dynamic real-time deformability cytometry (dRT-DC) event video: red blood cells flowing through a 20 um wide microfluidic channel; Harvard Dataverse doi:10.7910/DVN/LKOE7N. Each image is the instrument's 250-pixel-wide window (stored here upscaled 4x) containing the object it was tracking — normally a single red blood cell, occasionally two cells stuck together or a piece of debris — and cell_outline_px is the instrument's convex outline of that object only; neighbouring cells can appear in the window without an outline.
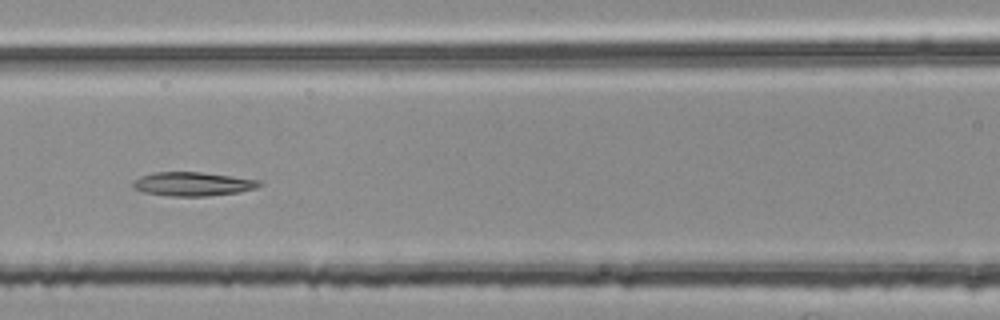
{"species": "common noctule bat (a hibernating species)", "species_latin": "Nyctalus noctula", "temperature_condition": "room temperature", "stored_images_in_passage": 51, "segment_of_instrument_passage": [2, 2], "camera_frame_rate_fps": 3000, "um_per_image_px": 0.085, "animal": {"sex": "female", "body_mass_g": 25.1}, "frame": {"image": 1, "passage_image": 23, "time_ms": 7.333, "image_size_px": [1000, 320], "cell_outline_px": [[264, 184], [256, 188], [240, 192], [208, 196], [172, 196], [144, 192], [132, 188], [132, 180], [140, 176], [152, 172], [200, 172], [232, 176], [260, 180]], "centroid_in_image_um": [16.38, 15.63], "position_along_channel_um": 150.2, "area_um2": 17.74}}
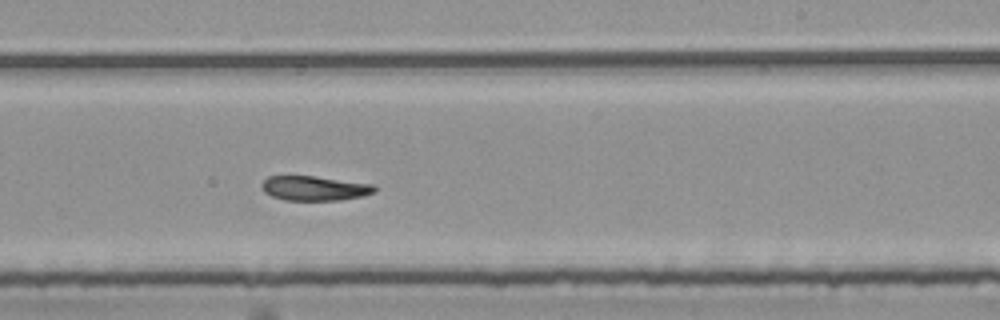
{"frame": {"image": 2, "passage_image": 32, "time_ms": 10.333, "image_size_px": [1000, 320], "cell_outline_px": [[376, 192], [364, 196], [340, 200], [284, 200], [272, 196], [264, 192], [260, 184], [268, 176], [312, 176], [376, 184]], "centroid_in_image_um": [26.76, 16.0], "position_along_channel_um": 262.2, "area_um2": 16.3}}
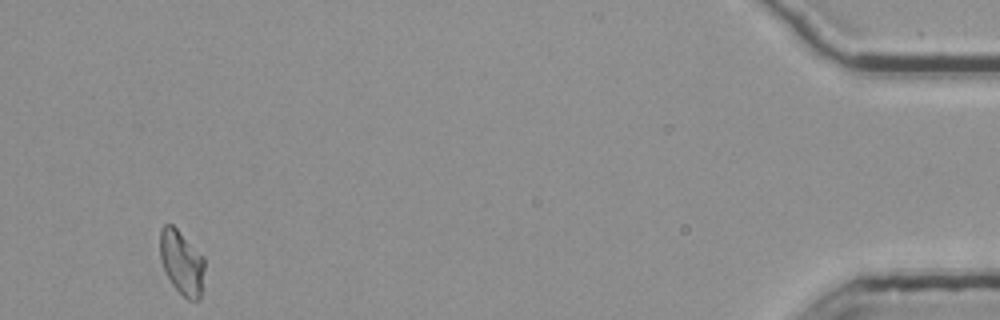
{"frame": {"image": 3, "passage_image": 51, "time_ms": 16.667, "image_size_px": [1000, 320], "cell_outline_px": [[204, 268], [200, 300], [188, 300], [172, 284], [164, 272], [160, 260], [160, 228], [164, 224], [172, 224], [204, 256]], "centroid_in_image_um": [15.43, 22.3], "position_along_channel_um": 419.8, "area_um2": 16.76}}